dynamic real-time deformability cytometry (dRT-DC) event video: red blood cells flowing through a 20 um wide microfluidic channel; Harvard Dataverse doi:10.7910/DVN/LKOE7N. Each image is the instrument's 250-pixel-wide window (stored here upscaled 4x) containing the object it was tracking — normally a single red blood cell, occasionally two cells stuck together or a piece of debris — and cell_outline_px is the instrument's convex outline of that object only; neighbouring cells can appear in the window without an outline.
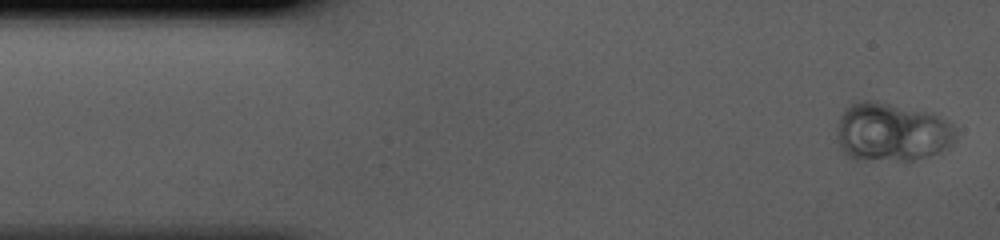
{"species": "human", "species_latin": "Homo sapiens", "temperature_condition": "cold", "stored_images_in_passage": 41, "camera_frame_rate_fps": 3000, "um_per_image_px": 0.085, "donor": {"sex": "male"}, "frame": {"image": 1, "passage_image": 1, "time_ms": 0.0, "image_size_px": [1000, 240], "cell_outline_px": [[956, 136], [952, 144], [936, 152], [912, 160], [852, 160], [840, 148], [836, 136], [840, 116], [852, 104], [864, 100], [876, 100], [924, 112], [936, 116], [952, 124], [956, 132]], "centroid_in_image_um": [75.74, 11.24], "position_along_channel_um": 9.3, "area_um2": 40.11}}
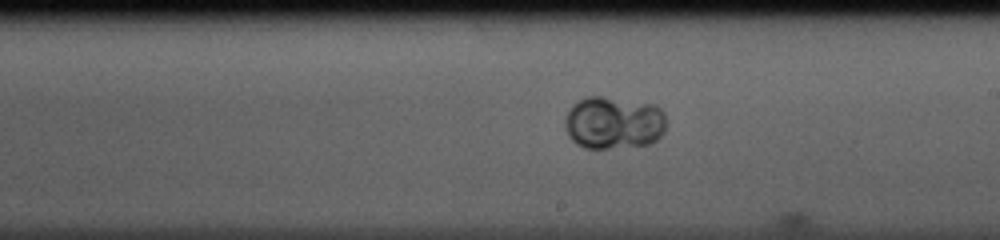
{"frame": {"image": 2, "passage_image": 23, "time_ms": 7.333, "image_size_px": [1000, 240], "cell_outline_px": [[664, 132], [656, 140], [648, 144], [608, 148], [584, 148], [576, 144], [568, 136], [564, 124], [564, 120], [572, 104], [588, 96], [600, 96], [656, 104], [664, 112]], "centroid_in_image_um": [52.14, 10.43], "position_along_channel_um": 236.9, "area_um2": 31.15}}
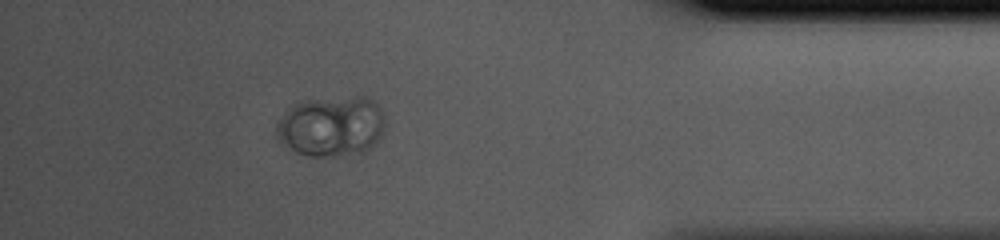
{"frame": {"image": 3, "passage_image": 37, "time_ms": 12.0, "image_size_px": [1000, 240], "cell_outline_px": [[384, 128], [376, 144], [364, 152], [332, 156], [308, 156], [296, 152], [280, 140], [276, 136], [276, 124], [288, 108], [292, 104], [300, 100], [356, 96], [364, 96], [372, 100], [380, 108], [384, 116]], "centroid_in_image_um": [28.17, 10.71], "position_along_channel_um": 407.0, "area_um2": 38.44}}